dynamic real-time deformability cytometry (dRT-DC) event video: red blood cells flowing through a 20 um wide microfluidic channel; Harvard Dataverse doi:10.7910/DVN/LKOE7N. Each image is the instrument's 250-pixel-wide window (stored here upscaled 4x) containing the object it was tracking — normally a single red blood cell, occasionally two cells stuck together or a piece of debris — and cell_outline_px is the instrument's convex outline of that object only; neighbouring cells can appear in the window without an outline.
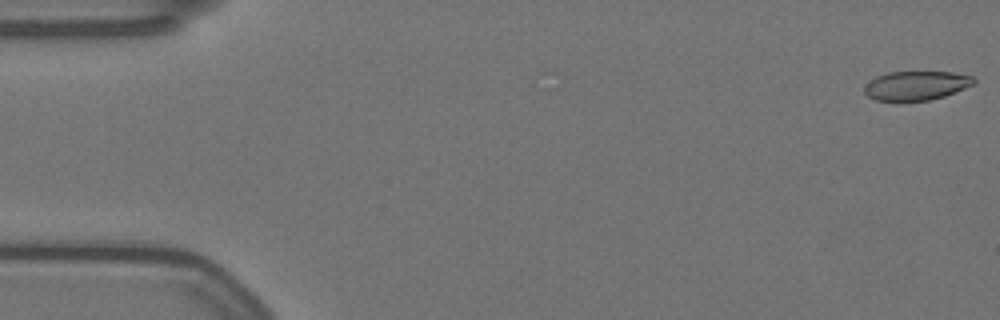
{"species": "Egyptian fruit bat (a non-hibernating species)", "species_latin": "Rousettus aegyptiacus", "temperature_condition": "warm", "stored_images_in_passage": 55, "camera_frame_rate_fps": 3000, "um_per_image_px": 0.085, "animal": {"sex": "female"}, "frame": {"image": 1, "passage_image": 1, "time_ms": 0.0, "image_size_px": [1000, 320], "cell_outline_px": [[976, 84], [944, 96], [928, 100], [876, 100], [868, 96], [864, 92], [864, 88], [876, 76], [888, 72], [952, 72], [972, 76], [976, 80]], "centroid_in_image_um": [77.92, 7.26], "position_along_channel_um": 7.1, "area_um2": 18.32}}
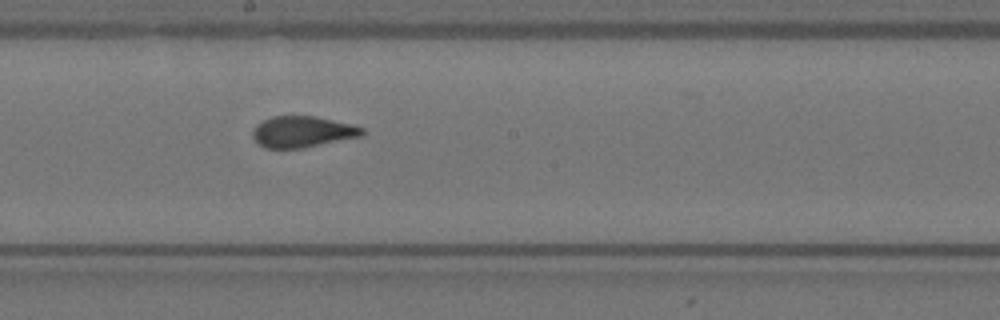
{"frame": {"image": 2, "passage_image": 31, "time_ms": 10.0, "image_size_px": [1000, 320], "cell_outline_px": [[364, 132], [360, 136], [304, 148], [264, 148], [252, 136], [252, 132], [256, 124], [272, 116], [316, 116], [352, 124], [364, 128]], "centroid_in_image_um": [25.7, 11.19], "position_along_channel_um": 222.5, "area_um2": 19.83}}
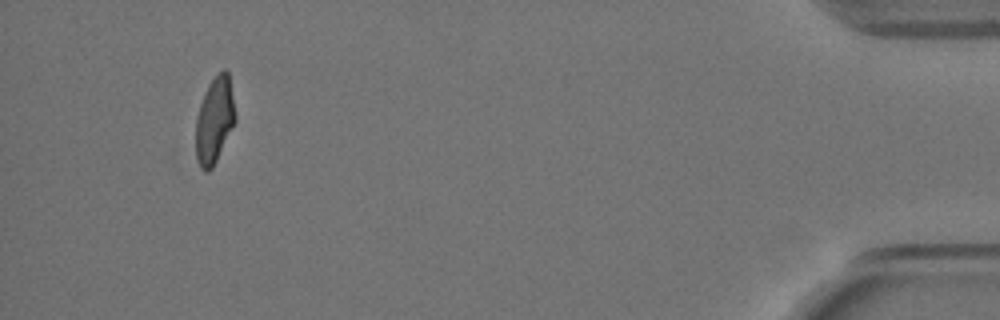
{"frame": {"image": 3, "passage_image": 54, "time_ms": 17.667, "image_size_px": [1000, 320], "cell_outline_px": [[236, 120], [212, 168], [208, 172], [204, 172], [200, 168], [196, 160], [196, 116], [204, 92], [208, 84], [224, 68], [228, 72], [236, 116]], "centroid_in_image_um": [18.21, 10.24], "position_along_channel_um": 417.0, "area_um2": 19.71}, "authors_computed_cell_mechanics": {"area_um2": 20.4612, "velocity_mm_per_s": 3.5096, "shape_relaxation_time_tau1_ms": 7.3253, "shape_relaxation_time_tau2_ms": 0.7423, "deformation_change_tau1": 0.1818, "deformation_change_tau2": 0.0542}}